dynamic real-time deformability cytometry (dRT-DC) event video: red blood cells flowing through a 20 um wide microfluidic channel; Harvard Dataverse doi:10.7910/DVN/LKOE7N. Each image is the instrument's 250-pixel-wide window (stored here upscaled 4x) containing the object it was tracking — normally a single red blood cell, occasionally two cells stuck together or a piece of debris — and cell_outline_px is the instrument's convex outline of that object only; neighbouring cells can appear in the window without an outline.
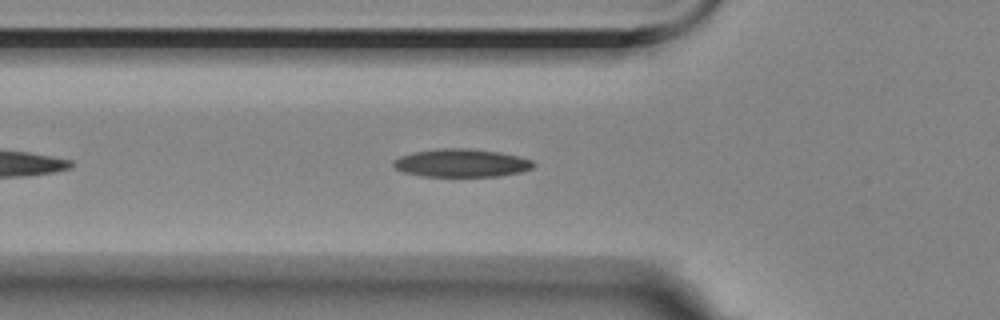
{"species": "Egyptian fruit bat (a non-hibernating species)", "species_latin": "Rousettus aegyptiacus", "temperature_condition": "room temperature", "stored_images_in_passage": 30, "camera_frame_rate_fps": 3000, "um_per_image_px": 0.085, "animal": {"sex": "female"}, "frame": {"image": 1, "passage_image": 8, "time_ms": 2.333, "image_size_px": [1000, 320], "cell_outline_px": [[536, 164], [532, 168], [520, 172], [496, 176], [420, 176], [404, 172], [396, 168], [392, 164], [392, 160], [400, 156], [412, 152], [440, 148], [468, 148], [500, 152], [520, 156], [532, 160]], "centroid_in_image_um": [39.21, 13.84], "position_along_channel_um": 86.6, "area_um2": 23.0}}
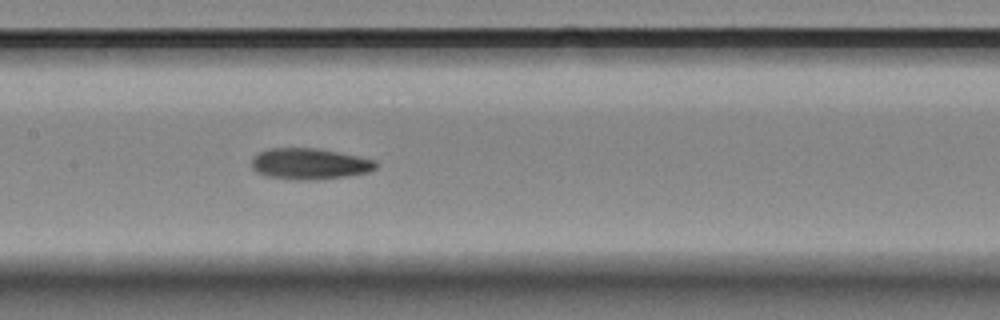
{"frame": {"image": 2, "passage_image": 16, "time_ms": 5.0, "image_size_px": [1000, 320], "cell_outline_px": [[376, 168], [368, 172], [344, 176], [316, 180], [292, 180], [268, 176], [256, 172], [252, 168], [252, 156], [268, 148], [316, 148], [360, 156], [376, 160]], "centroid_in_image_um": [26.29, 13.92], "position_along_channel_um": 181.1, "area_um2": 22.6}}
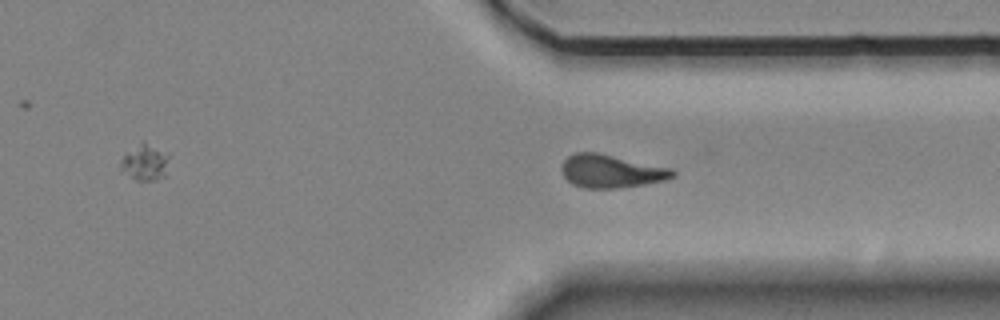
{"frame": {"image": 3, "passage_image": 28, "time_ms": 9.0, "image_size_px": [1000, 320], "cell_outline_px": [[676, 176], [664, 180], [644, 184], [620, 188], [584, 188], [572, 184], [564, 176], [560, 168], [564, 160], [568, 156], [576, 152], [596, 152], [672, 168], [676, 172]], "centroid_in_image_um": [51.94, 14.55], "position_along_channel_um": 359.5, "area_um2": 21.44}}